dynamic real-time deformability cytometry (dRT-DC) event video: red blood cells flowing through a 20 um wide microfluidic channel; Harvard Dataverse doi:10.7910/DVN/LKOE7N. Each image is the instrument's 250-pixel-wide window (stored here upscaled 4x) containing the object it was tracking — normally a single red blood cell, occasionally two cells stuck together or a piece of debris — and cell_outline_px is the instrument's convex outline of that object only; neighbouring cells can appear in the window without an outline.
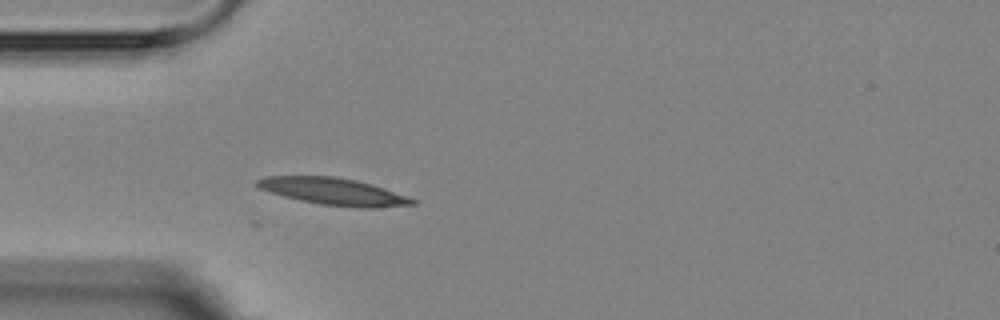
{"species": "Egyptian fruit bat (a non-hibernating species)", "species_latin": "Rousettus aegyptiacus", "temperature_condition": "room temperature", "stored_images_in_passage": 5, "camera_frame_rate_fps": 3000, "um_per_image_px": 0.085, "animal": {"sex": "female"}, "frame": {"image": 1, "passage_image": 5, "time_ms": 4.667, "image_size_px": [1000, 320], "cell_outline_px": [[416, 204], [376, 208], [360, 208], [320, 204], [300, 200], [284, 196], [260, 188], [256, 184], [256, 180], [268, 176], [336, 176], [356, 180], [372, 184], [408, 196], [416, 200]], "centroid_in_image_um": [28.4, 16.28], "position_along_channel_um": 56.6, "area_um2": 24.33}}